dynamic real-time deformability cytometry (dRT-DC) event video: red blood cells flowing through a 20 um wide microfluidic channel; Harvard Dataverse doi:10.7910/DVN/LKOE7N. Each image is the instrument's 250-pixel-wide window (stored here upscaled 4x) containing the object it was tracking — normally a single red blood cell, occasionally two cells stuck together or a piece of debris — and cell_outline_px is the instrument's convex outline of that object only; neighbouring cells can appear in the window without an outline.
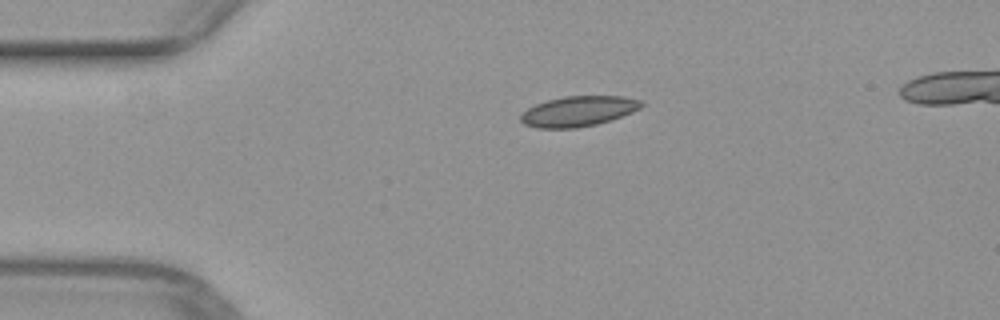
{"species": "common noctule bat (a hibernating species)", "species_latin": "Nyctalus noctula", "temperature_condition": "warm", "stored_images_in_passage": 40, "camera_frame_rate_fps": 3000, "um_per_image_px": 0.085, "animal": {"sex": "female", "body_mass_g": 29.2, "forearm_length_mm": 56.3}, "frame": {"image": 1, "passage_image": 1, "time_ms": 0.0, "image_size_px": [1000, 320], "cell_outline_px": [[644, 104], [640, 108], [632, 112], [596, 124], [576, 128], [536, 128], [524, 124], [520, 120], [520, 116], [528, 108], [536, 104], [548, 100], [564, 96], [624, 96], [640, 100]], "centroid_in_image_um": [49.14, 9.45], "position_along_channel_um": 35.9, "area_um2": 21.1}}
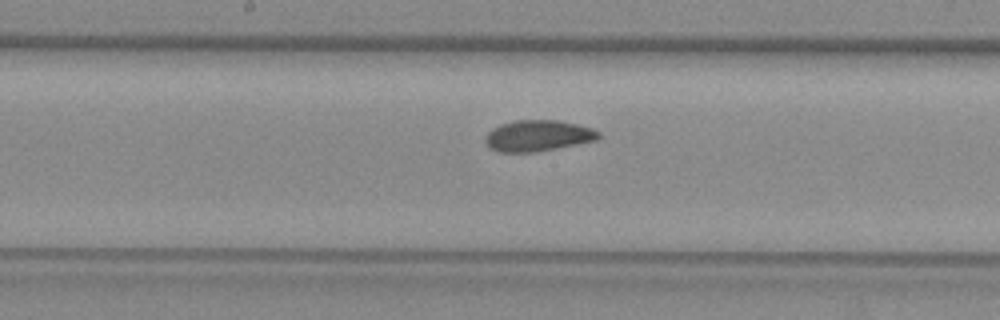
{"frame": {"image": 2, "passage_image": 16, "time_ms": 5.0, "image_size_px": [1000, 320], "cell_outline_px": [[600, 136], [596, 140], [536, 152], [500, 152], [492, 148], [484, 140], [484, 136], [492, 128], [500, 124], [516, 120], [556, 120], [576, 124], [592, 128], [600, 132]], "centroid_in_image_um": [45.71, 11.53], "position_along_channel_um": 202.5, "area_um2": 20.4}}
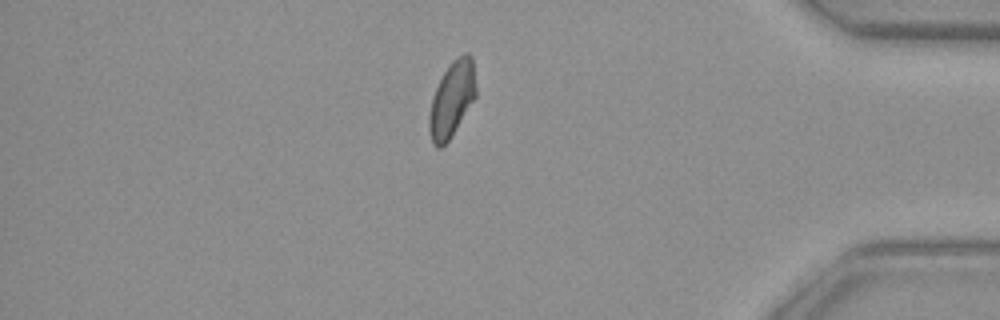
{"frame": {"image": 3, "passage_image": 33, "time_ms": 10.667, "image_size_px": [1000, 320], "cell_outline_px": [[476, 96], [452, 136], [440, 148], [436, 148], [432, 144], [428, 132], [428, 116], [432, 96], [448, 64], [452, 60], [464, 52], [468, 52], [472, 56], [476, 88]], "centroid_in_image_um": [38.39, 8.44], "position_along_channel_um": 396.8, "area_um2": 20.81}}